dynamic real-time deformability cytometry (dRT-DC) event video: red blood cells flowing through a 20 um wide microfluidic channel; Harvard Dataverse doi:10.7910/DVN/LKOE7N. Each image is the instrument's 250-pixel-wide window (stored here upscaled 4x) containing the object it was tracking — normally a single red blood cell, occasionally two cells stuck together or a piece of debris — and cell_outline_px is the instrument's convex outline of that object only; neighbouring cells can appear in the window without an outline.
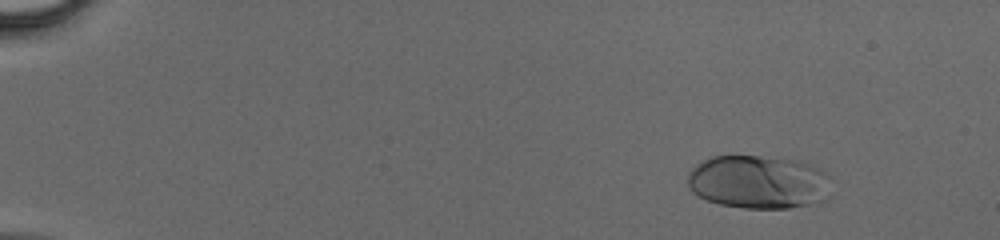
{"species": "human", "species_latin": "Homo sapiens", "temperature_condition": "cold", "stored_images_in_passage": 47, "camera_frame_rate_fps": 3000, "um_per_image_px": 0.085, "donor": {"sex": "male"}, "frame": {"image": 1, "passage_image": 6, "time_ms": 1.667, "image_size_px": [1000, 240], "cell_outline_px": [[832, 176], [824, 200], [788, 208], [744, 208], [720, 204], [708, 200], [692, 192], [688, 184], [688, 172], [696, 164], [712, 156], [756, 156], [796, 160], [808, 164], [828, 172]], "centroid_in_image_um": [64.46, 15.46], "position_along_channel_um": 20.5, "area_um2": 44.56}}
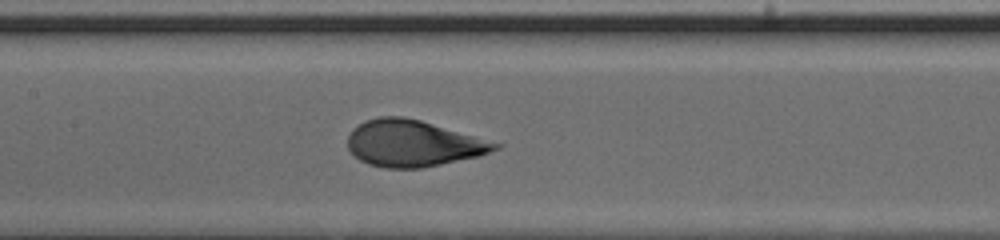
{"frame": {"image": 2, "passage_image": 25, "time_ms": 8.0, "image_size_px": [1000, 240], "cell_outline_px": [[504, 144], [500, 148], [476, 156], [440, 164], [420, 168], [384, 168], [368, 164], [360, 160], [348, 148], [348, 136], [352, 128], [364, 120], [380, 116], [404, 116], [420, 120]], "centroid_in_image_um": [35.08, 12.17], "position_along_channel_um": 172.3, "area_um2": 39.71}}
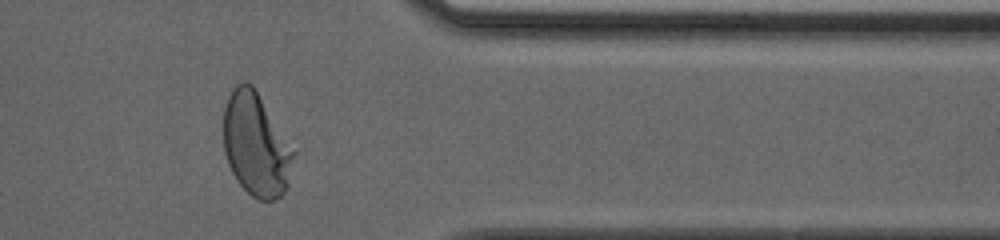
{"frame": {"image": 3, "passage_image": 40, "time_ms": 13.0, "image_size_px": [1000, 240], "cell_outline_px": [[296, 152], [288, 184], [284, 192], [280, 196], [272, 200], [260, 200], [252, 196], [236, 180], [228, 164], [224, 152], [224, 108], [228, 96], [236, 84], [244, 80], [252, 84]], "centroid_in_image_um": [21.76, 12.29], "position_along_channel_um": 389.6, "area_um2": 42.08}}